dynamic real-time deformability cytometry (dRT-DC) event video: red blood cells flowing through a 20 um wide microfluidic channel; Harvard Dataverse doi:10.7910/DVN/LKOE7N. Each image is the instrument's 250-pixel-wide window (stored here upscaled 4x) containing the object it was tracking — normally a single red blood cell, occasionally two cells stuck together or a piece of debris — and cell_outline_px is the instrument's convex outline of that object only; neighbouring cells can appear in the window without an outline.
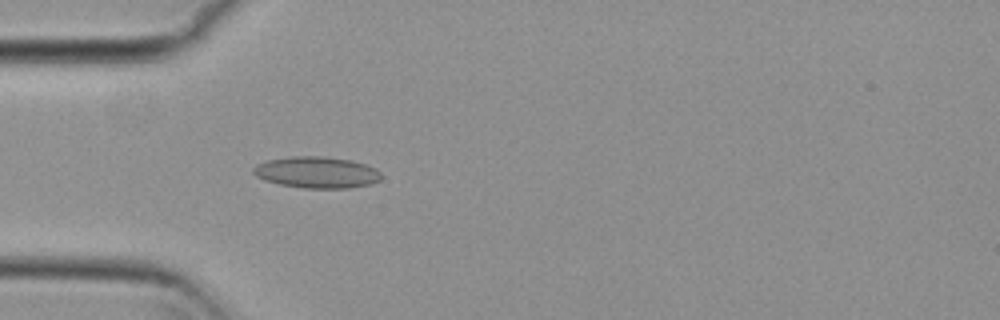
{"species": "common noctule bat (a hibernating species)", "species_latin": "Nyctalus noctula", "temperature_condition": "cold", "stored_images_in_passage": 51, "camera_frame_rate_fps": 3000, "um_per_image_px": 0.085, "animal": {"sex": "female", "body_mass_g": 29.2, "forearm_length_mm": 56.3}, "frame": {"image": 1, "passage_image": 12, "time_ms": 3.667, "image_size_px": [1000, 320], "cell_outline_px": [[380, 180], [372, 184], [348, 188], [304, 188], [280, 184], [264, 180], [256, 176], [252, 172], [252, 168], [256, 164], [268, 160], [292, 156], [324, 156], [352, 160], [376, 168], [380, 172]], "centroid_in_image_um": [26.92, 14.65], "position_along_channel_um": 58.1, "area_um2": 23.52}}
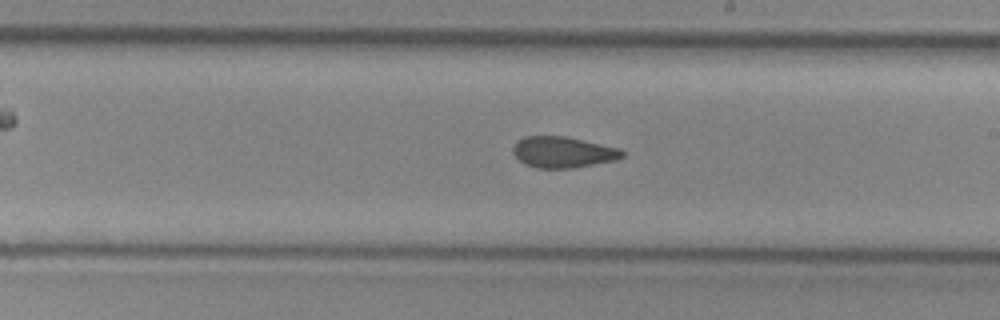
{"frame": {"image": 2, "passage_image": 27, "time_ms": 8.667, "image_size_px": [1000, 320], "cell_outline_px": [[624, 156], [616, 160], [572, 168], [536, 168], [524, 164], [512, 152], [512, 148], [524, 136], [564, 136], [620, 148], [624, 152]], "centroid_in_image_um": [47.86, 12.94], "position_along_channel_um": 241.1, "area_um2": 19.65}}
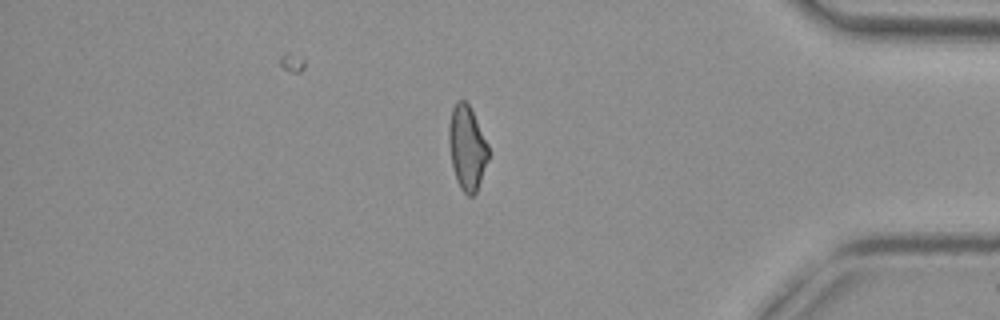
{"frame": {"image": 3, "passage_image": 42, "time_ms": 13.667, "image_size_px": [1000, 320], "cell_outline_px": [[488, 160], [476, 192], [472, 196], [468, 196], [460, 188], [456, 180], [452, 164], [448, 144], [448, 124], [452, 108], [456, 100], [464, 100], [468, 104], [488, 144]], "centroid_in_image_um": [39.67, 12.56], "position_along_channel_um": 395.5, "area_um2": 19.36}, "authors_computed_cell_mechanics": {"area_um2": 20.2878, "velocity_mm_per_s": 3.7369, "shape_relaxation_time_tau1_ms": null, "shape_relaxation_time_tau2_ms": 2.7547, "deformation_change_tau1": null, "deformation_change_tau2": 0.0939}}